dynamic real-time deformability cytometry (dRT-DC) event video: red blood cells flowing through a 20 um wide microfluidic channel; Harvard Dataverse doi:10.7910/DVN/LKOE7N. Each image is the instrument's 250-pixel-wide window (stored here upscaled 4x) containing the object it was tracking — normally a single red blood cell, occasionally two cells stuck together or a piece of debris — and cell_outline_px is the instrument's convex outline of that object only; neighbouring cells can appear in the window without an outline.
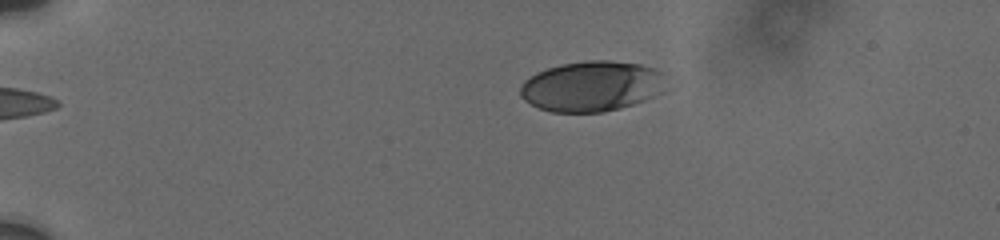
{"species": "human", "species_latin": "Homo sapiens", "temperature_condition": "cold", "stored_images_in_passage": 50, "camera_frame_rate_fps": 3000, "um_per_image_px": 0.085, "donor": {"sex": "male"}, "frame": {"image": 1, "passage_image": 3, "time_ms": 0.333, "image_size_px": [1000, 240], "cell_outline_px": [[660, 92], [656, 96], [620, 108], [604, 112], [552, 112], [540, 108], [524, 100], [520, 96], [520, 84], [524, 80], [536, 72], [548, 68], [564, 64], [588, 60], [608, 60], [640, 64], [652, 68], [660, 72]], "centroid_in_image_um": [50.21, 7.34], "position_along_channel_um": 34.8, "area_um2": 42.25}}
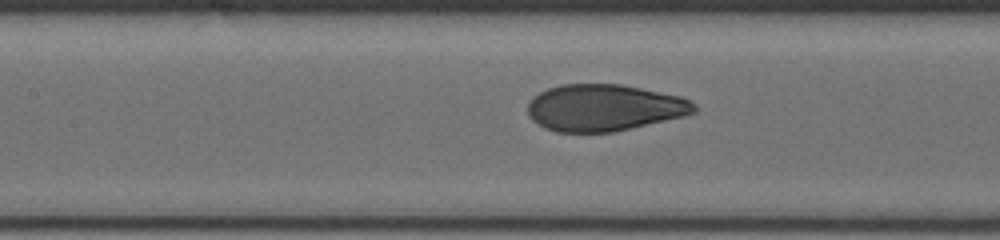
{"frame": {"image": 2, "passage_image": 26, "time_ms": 5.667, "image_size_px": [1000, 240], "cell_outline_px": [[696, 112], [684, 116], [612, 132], [556, 132], [532, 120], [528, 116], [528, 100], [532, 96], [548, 88], [560, 84], [620, 84], [680, 96], [696, 104]], "centroid_in_image_um": [51.33, 9.15], "position_along_channel_um": 156.1, "area_um2": 45.14}}
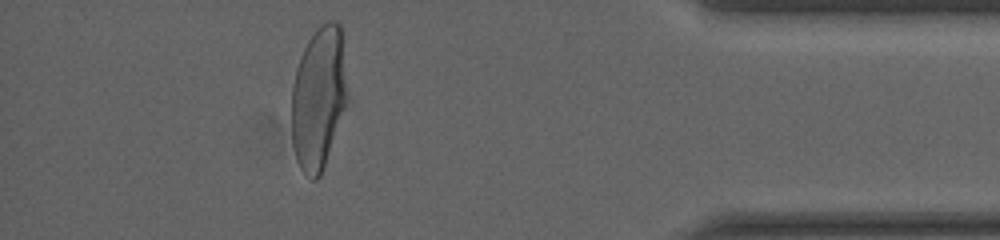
{"frame": {"image": 3, "passage_image": 45, "time_ms": 13.333, "image_size_px": [1000, 240], "cell_outline_px": [[348, 96], [344, 108], [320, 176], [316, 180], [312, 180], [300, 168], [296, 160], [292, 144], [292, 88], [296, 68], [300, 56], [308, 40], [320, 24], [328, 20], [336, 20], [340, 24], [348, 92]], "centroid_in_image_um": [27.06, 8.29], "position_along_channel_um": 408.1, "area_um2": 46.12}, "authors_computed_cell_mechanics": {"area_um2": 45.9221, "velocity_mm_per_s": 3.7331, "shape_relaxation_time_tau1_ms": 3.9805, "shape_relaxation_time_tau2_ms": null, "deformation_change_tau1": 0.1846, "deformation_change_tau2": null}}